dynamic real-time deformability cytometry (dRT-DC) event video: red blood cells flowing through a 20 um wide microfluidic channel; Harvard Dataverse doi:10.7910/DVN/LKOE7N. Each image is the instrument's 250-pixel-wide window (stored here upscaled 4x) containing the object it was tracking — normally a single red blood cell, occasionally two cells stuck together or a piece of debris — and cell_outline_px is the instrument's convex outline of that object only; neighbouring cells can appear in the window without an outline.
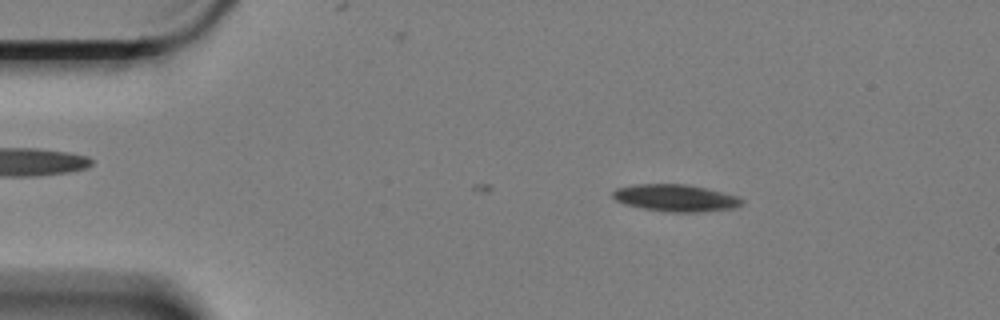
{"species": "Egyptian fruit bat (a non-hibernating species)", "species_latin": "Rousettus aegyptiacus", "temperature_condition": "cold", "stored_images_in_passage": 3, "camera_frame_rate_fps": 3000, "um_per_image_px": 0.085, "animal": {"sex": "female"}, "frame": {"image": 1, "passage_image": 1, "time_ms": 0.0, "image_size_px": [1000, 320], "cell_outline_px": [[744, 204], [736, 208], [696, 212], [672, 212], [644, 208], [624, 204], [616, 200], [612, 196], [612, 192], [616, 188], [636, 184], [684, 184], [704, 188], [736, 196], [744, 200]], "centroid_in_image_um": [57.42, 16.83], "position_along_channel_um": 27.6, "area_um2": 20.11}}